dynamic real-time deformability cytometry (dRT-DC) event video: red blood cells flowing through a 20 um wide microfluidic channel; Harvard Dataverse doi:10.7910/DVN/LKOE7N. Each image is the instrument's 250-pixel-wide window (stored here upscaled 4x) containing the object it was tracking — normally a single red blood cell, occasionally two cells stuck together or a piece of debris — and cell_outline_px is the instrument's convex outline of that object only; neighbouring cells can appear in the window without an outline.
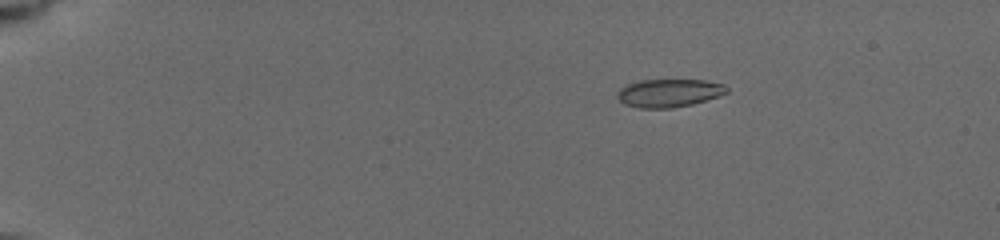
{"species": "common noctule bat (a hibernating species)", "species_latin": "Nyctalus noctula", "temperature_condition": "cold", "stored_images_in_passage": 20, "camera_frame_rate_fps": 3000, "um_per_image_px": 0.085, "animal": {"sex": "female", "body_mass_g": 19.5, "forearm_length_mm": 54.1}, "frame": {"image": 1, "passage_image": 9, "time_ms": 3.333, "image_size_px": [1000, 240], "cell_outline_px": [[728, 92], [692, 104], [672, 108], [640, 108], [624, 104], [616, 96], [620, 88], [628, 84], [640, 80], [704, 80], [724, 84], [728, 88]], "centroid_in_image_um": [56.84, 7.9], "position_along_channel_um": 28.2, "area_um2": 17.74}}
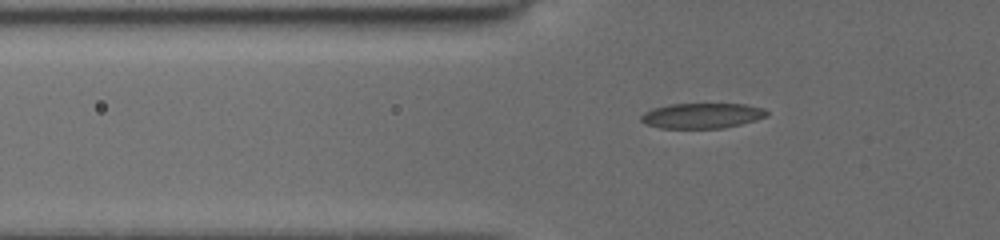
{"frame": {"image": 2, "passage_image": 17, "time_ms": 6.667, "image_size_px": [1000, 240], "cell_outline_px": [[768, 116], [756, 120], [724, 128], [660, 128], [648, 124], [640, 120], [640, 116], [644, 112], [652, 108], [668, 104], [744, 104], [764, 108], [768, 112]], "centroid_in_image_um": [59.67, 9.83], "position_along_channel_um": 66.1, "area_um2": 18.55}}
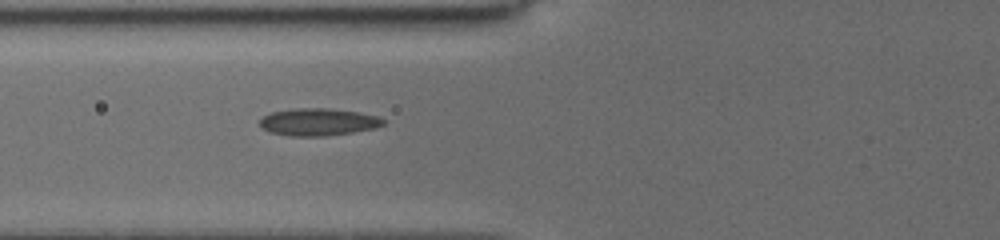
{"frame": {"image": 3, "passage_image": 20, "time_ms": 7.667, "image_size_px": [1000, 240], "cell_outline_px": [[384, 124], [372, 128], [352, 132], [320, 136], [288, 136], [268, 132], [260, 124], [260, 120], [264, 116], [272, 112], [292, 108], [328, 108], [356, 112], [380, 116], [384, 120]], "centroid_in_image_um": [27.02, 10.36], "position_along_channel_um": 98.8, "area_um2": 19.48}}